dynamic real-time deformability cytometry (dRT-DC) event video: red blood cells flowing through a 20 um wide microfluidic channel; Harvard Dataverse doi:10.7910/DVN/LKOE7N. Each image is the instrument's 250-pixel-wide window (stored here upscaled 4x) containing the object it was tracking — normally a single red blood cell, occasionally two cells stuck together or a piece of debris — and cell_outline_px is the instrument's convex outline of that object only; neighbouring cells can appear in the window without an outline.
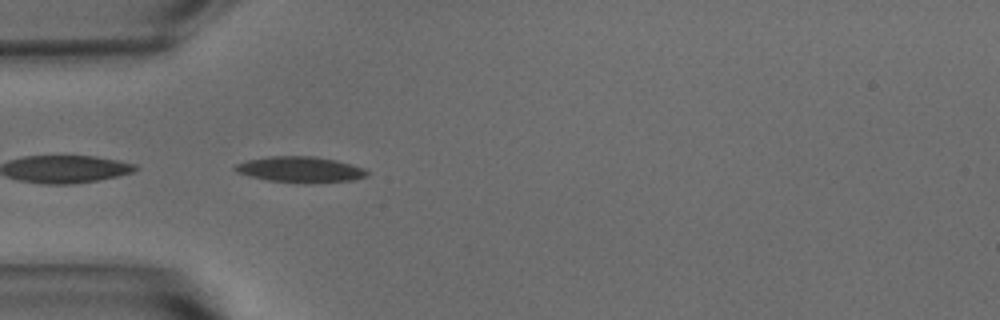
{"species": "common noctule bat (a hibernating species)", "species_latin": "Nyctalus noctula", "temperature_condition": "warm", "stored_images_in_passage": 4, "camera_frame_rate_fps": 3000, "um_per_image_px": 0.085, "animal": {"sex": "male", "body_mass_g": 15.6}, "frame": {"image": 1, "passage_image": 1, "time_ms": 0.0, "image_size_px": [1000, 320], "cell_outline_px": [[368, 176], [352, 180], [308, 184], [268, 180], [236, 172], [232, 168], [236, 164], [248, 160], [268, 156], [316, 156], [336, 160], [352, 164], [364, 168], [368, 172]], "centroid_in_image_um": [25.55, 14.41], "position_along_channel_um": 59.5, "area_um2": 20.0}}